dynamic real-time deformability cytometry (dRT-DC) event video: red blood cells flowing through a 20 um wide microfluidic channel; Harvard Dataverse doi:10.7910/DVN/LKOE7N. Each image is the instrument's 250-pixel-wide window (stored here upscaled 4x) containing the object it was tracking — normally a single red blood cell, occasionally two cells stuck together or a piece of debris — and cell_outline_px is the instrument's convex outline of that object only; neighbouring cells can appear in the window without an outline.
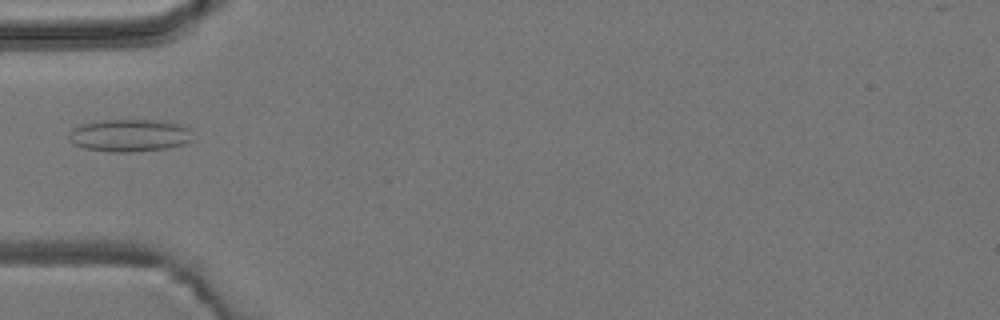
{"species": "common noctule bat (a hibernating species)", "species_latin": "Nyctalus noctula", "temperature_condition": "room temperature", "stored_images_in_passage": 5, "camera_frame_rate_fps": 3000, "um_per_image_px": 0.085, "animal": {"sex": "male", "body_mass_g": 19.2, "forearm_length_mm": 51.8}, "frame": {"image": 1, "passage_image": 5, "time_ms": 4.333, "image_size_px": [1000, 320], "cell_outline_px": [[192, 140], [184, 144], [168, 148], [132, 152], [112, 152], [84, 148], [76, 144], [68, 136], [72, 128], [80, 124], [100, 120], [164, 120], [180, 124], [188, 128]], "centroid_in_image_um": [11.02, 11.5], "position_along_channel_um": 74.0, "area_um2": 23.47}}